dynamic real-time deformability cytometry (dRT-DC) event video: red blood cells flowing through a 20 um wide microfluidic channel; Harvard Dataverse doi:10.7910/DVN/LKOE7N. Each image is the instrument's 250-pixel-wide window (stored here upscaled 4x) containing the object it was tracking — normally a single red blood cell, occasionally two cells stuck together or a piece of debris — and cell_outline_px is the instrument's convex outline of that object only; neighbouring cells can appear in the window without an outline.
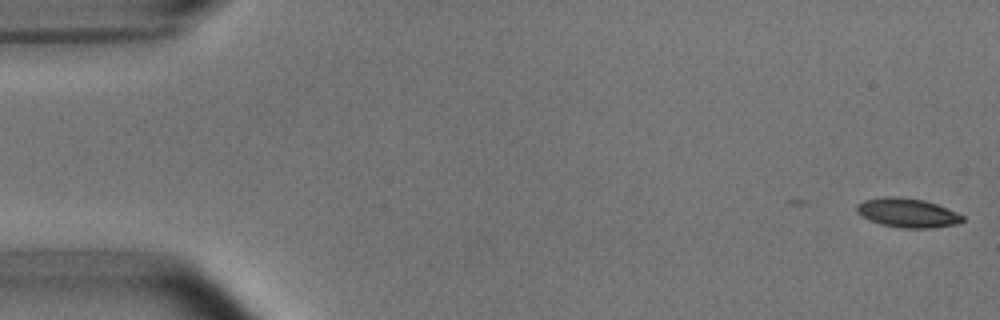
{"species": "common noctule bat (a hibernating species)", "species_latin": "Nyctalus noctula", "temperature_condition": "room temperature", "stored_images_in_passage": 2, "camera_frame_rate_fps": 3000, "um_per_image_px": 0.085, "animal": {"sex": "male", "body_mass_g": 15.6}, "frame": {"image": 1, "passage_image": 2, "time_ms": 0.333, "image_size_px": [1000, 320], "cell_outline_px": [[964, 220], [956, 224], [928, 228], [904, 228], [884, 224], [872, 220], [856, 212], [856, 204], [864, 200], [884, 196], [900, 196], [924, 200], [948, 208], [964, 216]], "centroid_in_image_um": [77.14, 18.07], "position_along_channel_um": 7.9, "area_um2": 17.8}}